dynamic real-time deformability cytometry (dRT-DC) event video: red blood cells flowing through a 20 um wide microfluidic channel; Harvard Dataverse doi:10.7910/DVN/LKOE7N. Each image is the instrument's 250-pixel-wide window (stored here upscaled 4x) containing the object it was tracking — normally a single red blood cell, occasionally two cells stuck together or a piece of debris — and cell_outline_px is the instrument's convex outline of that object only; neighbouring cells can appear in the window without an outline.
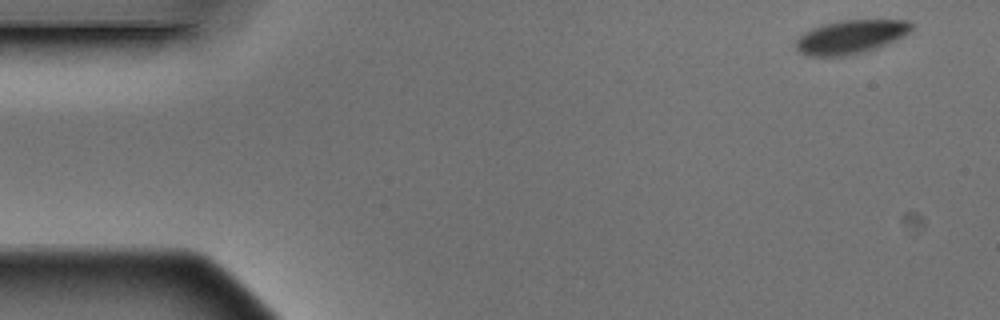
{"species": "Egyptian fruit bat (a non-hibernating species)", "species_latin": "Rousettus aegyptiacus", "temperature_condition": "warm", "stored_images_in_passage": 5, "camera_frame_rate_fps": 3000, "um_per_image_px": 0.085, "animal": {"sex": "male"}, "frame": {"image": 1, "passage_image": 1, "time_ms": 0.0, "image_size_px": [1000, 320], "cell_outline_px": [[912, 32], [896, 40], [876, 48], [864, 52], [844, 56], [804, 56], [796, 48], [796, 40], [804, 32], [824, 24], [840, 20], [908, 20], [912, 24]], "centroid_in_image_um": [72.33, 3.14], "position_along_channel_um": 12.7, "area_um2": 22.72}}
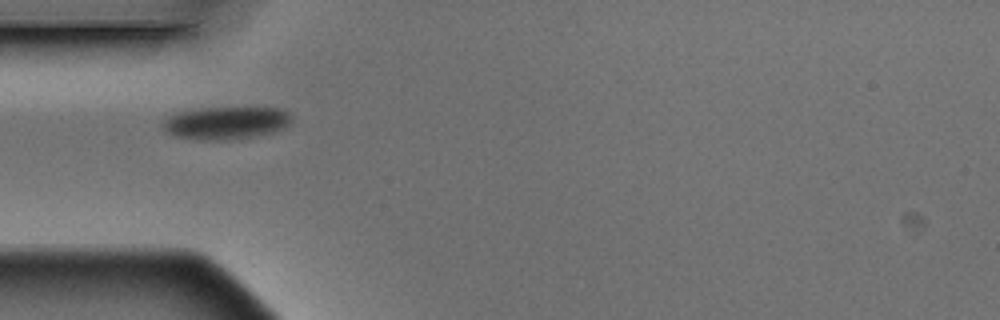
{"frame": {"image": 2, "passage_image": 5, "time_ms": 1.333, "image_size_px": [1000, 320], "cell_outline_px": [[288, 124], [272, 132], [252, 136], [228, 140], [200, 140], [176, 136], [168, 132], [164, 128], [164, 120], [168, 116], [176, 112], [200, 108], [280, 108], [288, 112]], "centroid_in_image_um": [19.14, 10.44], "position_along_channel_um": 65.9, "area_um2": 23.99}}